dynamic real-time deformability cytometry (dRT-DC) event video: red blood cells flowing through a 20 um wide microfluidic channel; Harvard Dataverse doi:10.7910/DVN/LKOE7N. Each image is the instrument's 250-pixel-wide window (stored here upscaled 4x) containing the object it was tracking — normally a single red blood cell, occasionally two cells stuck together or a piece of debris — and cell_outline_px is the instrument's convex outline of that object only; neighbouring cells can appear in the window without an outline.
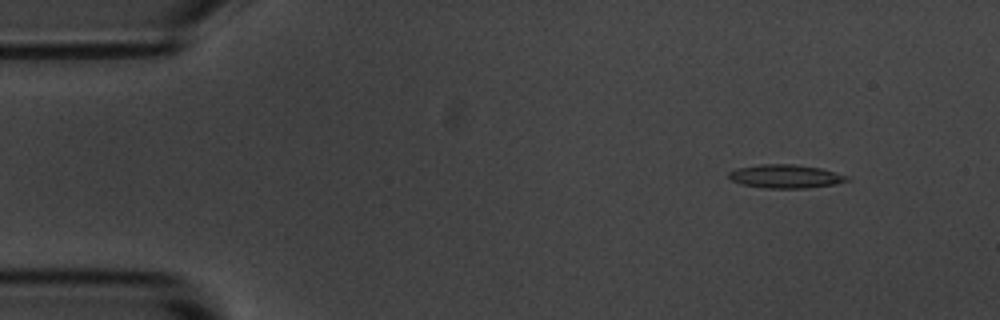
{"species": "common noctule bat (a hibernating species)", "species_latin": "Nyctalus noctula", "temperature_condition": "room temperature", "stored_images_in_passage": 4, "camera_frame_rate_fps": 3000, "um_per_image_px": 0.085, "animal": {"sex": "male", "body_mass_g": 20.1, "forearm_length_mm": 53.5}, "frame": {"image": 1, "passage_image": 2, "time_ms": 0.333, "image_size_px": [1000, 320], "cell_outline_px": [[848, 180], [836, 184], [804, 188], [764, 188], [744, 184], [732, 180], [728, 176], [728, 172], [740, 168], [760, 164], [792, 164], [820, 168], [848, 176]], "centroid_in_image_um": [66.77, 14.99], "position_along_channel_um": 18.2, "area_um2": 15.9}}
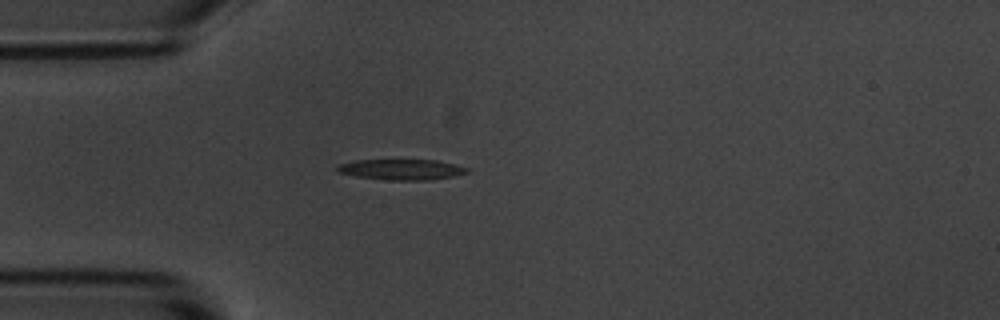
{"frame": {"image": 2, "passage_image": 4, "time_ms": 1.0, "image_size_px": [1000, 320], "cell_outline_px": [[468, 172], [452, 176], [428, 180], [388, 180], [356, 176], [336, 172], [336, 164], [356, 160], [436, 160], [468, 168]], "centroid_in_image_um": [34.04, 14.4], "position_along_channel_um": 51.0, "area_um2": 15.49}}